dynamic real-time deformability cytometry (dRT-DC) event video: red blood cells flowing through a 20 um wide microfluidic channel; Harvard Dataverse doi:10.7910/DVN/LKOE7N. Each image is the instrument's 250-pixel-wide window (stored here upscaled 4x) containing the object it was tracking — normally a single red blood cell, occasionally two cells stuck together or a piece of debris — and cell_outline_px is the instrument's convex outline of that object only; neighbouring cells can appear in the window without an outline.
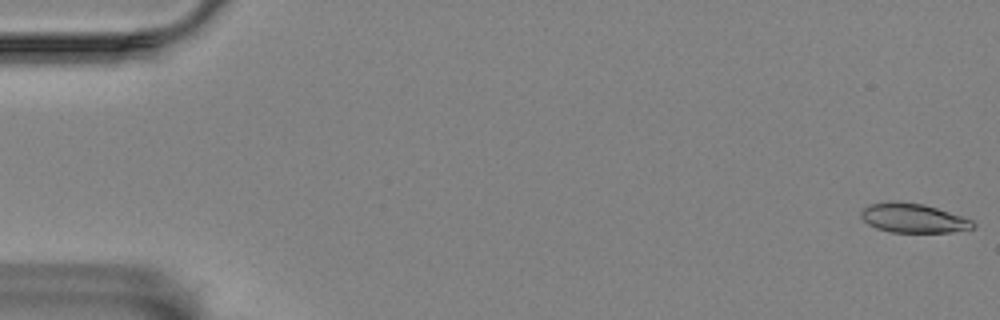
{"species": "Egyptian fruit bat (a non-hibernating species)", "species_latin": "Rousettus aegyptiacus", "temperature_condition": "room temperature", "stored_images_in_passage": 58, "camera_frame_rate_fps": 3000, "um_per_image_px": 0.085, "animal": {"sex": "female"}, "frame": {"image": 1, "passage_image": 1, "time_ms": 0.0, "image_size_px": [1000, 320], "cell_outline_px": [[976, 224], [972, 228], [952, 232], [892, 232], [876, 228], [868, 224], [860, 216], [860, 212], [864, 208], [872, 204], [924, 204], [972, 220]], "centroid_in_image_um": [77.66, 18.59], "position_along_channel_um": 7.3, "area_um2": 18.15}}
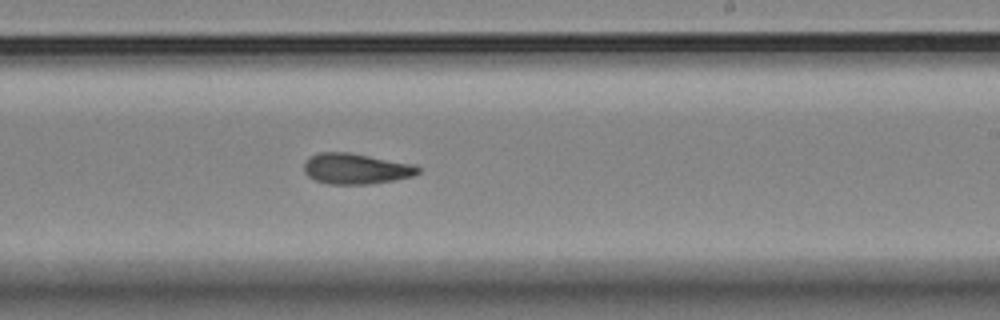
{"frame": {"image": 2, "passage_image": 35, "time_ms": 11.333, "image_size_px": [1000, 320], "cell_outline_px": [[420, 172], [412, 176], [372, 184], [328, 184], [316, 180], [308, 176], [304, 172], [304, 164], [312, 156], [320, 152], [348, 152], [416, 164], [420, 168]], "centroid_in_image_um": [30.28, 14.34], "position_along_channel_um": 258.7, "area_um2": 20.35}}
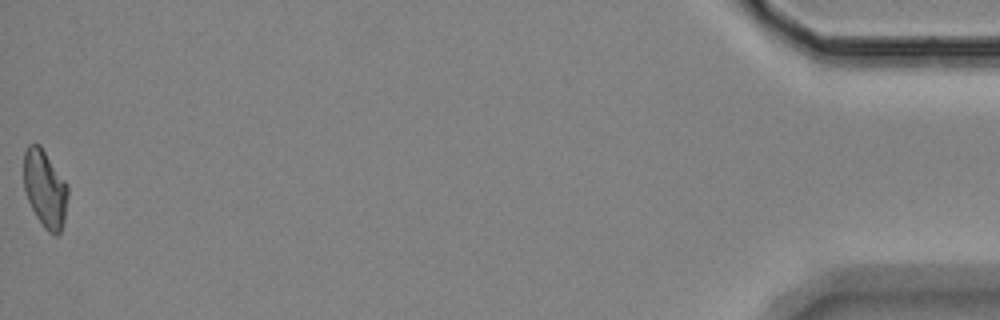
{"frame": {"image": 3, "passage_image": 58, "time_ms": 19.0, "image_size_px": [1000, 320], "cell_outline_px": [[68, 196], [64, 220], [60, 232], [56, 236], [48, 232], [44, 228], [36, 216], [28, 200], [24, 188], [24, 152], [28, 144], [40, 144], [68, 184]], "centroid_in_image_um": [3.83, 16.03], "position_along_channel_um": 431.4, "area_um2": 20.0}, "authors_computed_cell_mechanics": {"area_um2": 20.1433, "velocity_mm_per_s": 3.4688, "shape_relaxation_time_tau1_ms": null, "shape_relaxation_time_tau2_ms": 4.711, "deformation_change_tau1": null, "deformation_change_tau2": 0.1309}}